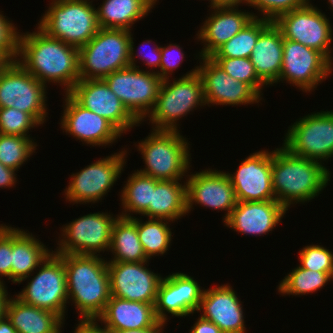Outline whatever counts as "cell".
<instances>
[{"mask_svg":"<svg viewBox=\"0 0 333 333\" xmlns=\"http://www.w3.org/2000/svg\"><path fill=\"white\" fill-rule=\"evenodd\" d=\"M36 29L20 33L17 61L46 87L58 83L69 93L80 80L79 48L48 36L38 26Z\"/></svg>","mask_w":333,"mask_h":333,"instance_id":"cell-1","label":"cell"},{"mask_svg":"<svg viewBox=\"0 0 333 333\" xmlns=\"http://www.w3.org/2000/svg\"><path fill=\"white\" fill-rule=\"evenodd\" d=\"M271 173L275 199L287 210L321 194L331 178L321 162L294 155L283 145L271 151Z\"/></svg>","mask_w":333,"mask_h":333,"instance_id":"cell-2","label":"cell"},{"mask_svg":"<svg viewBox=\"0 0 333 333\" xmlns=\"http://www.w3.org/2000/svg\"><path fill=\"white\" fill-rule=\"evenodd\" d=\"M101 255L62 254L68 301L79 319H97L111 298L107 259Z\"/></svg>","mask_w":333,"mask_h":333,"instance_id":"cell-3","label":"cell"},{"mask_svg":"<svg viewBox=\"0 0 333 333\" xmlns=\"http://www.w3.org/2000/svg\"><path fill=\"white\" fill-rule=\"evenodd\" d=\"M151 131L135 145L145 164L137 171L156 180H183L192 166L187 138L180 131Z\"/></svg>","mask_w":333,"mask_h":333,"instance_id":"cell-4","label":"cell"},{"mask_svg":"<svg viewBox=\"0 0 333 333\" xmlns=\"http://www.w3.org/2000/svg\"><path fill=\"white\" fill-rule=\"evenodd\" d=\"M175 79L161 82L155 106L147 116L153 130L180 131L178 120L197 107L206 106L197 66Z\"/></svg>","mask_w":333,"mask_h":333,"instance_id":"cell-5","label":"cell"},{"mask_svg":"<svg viewBox=\"0 0 333 333\" xmlns=\"http://www.w3.org/2000/svg\"><path fill=\"white\" fill-rule=\"evenodd\" d=\"M89 0H51L37 23L48 36L81 48L98 32L97 10Z\"/></svg>","mask_w":333,"mask_h":333,"instance_id":"cell-6","label":"cell"},{"mask_svg":"<svg viewBox=\"0 0 333 333\" xmlns=\"http://www.w3.org/2000/svg\"><path fill=\"white\" fill-rule=\"evenodd\" d=\"M130 36V30L99 28L96 35L79 48L80 79H104L130 66Z\"/></svg>","mask_w":333,"mask_h":333,"instance_id":"cell-7","label":"cell"},{"mask_svg":"<svg viewBox=\"0 0 333 333\" xmlns=\"http://www.w3.org/2000/svg\"><path fill=\"white\" fill-rule=\"evenodd\" d=\"M28 277L22 279L21 284L29 279L21 292L14 295L23 303L57 314L65 322V313L68 301L66 272L62 254L53 250L40 266ZM38 271V272H37ZM34 273V275H32ZM33 276V277H31Z\"/></svg>","mask_w":333,"mask_h":333,"instance_id":"cell-8","label":"cell"},{"mask_svg":"<svg viewBox=\"0 0 333 333\" xmlns=\"http://www.w3.org/2000/svg\"><path fill=\"white\" fill-rule=\"evenodd\" d=\"M46 88L18 61L9 62L0 72V108L29 113L41 126L48 117Z\"/></svg>","mask_w":333,"mask_h":333,"instance_id":"cell-9","label":"cell"},{"mask_svg":"<svg viewBox=\"0 0 333 333\" xmlns=\"http://www.w3.org/2000/svg\"><path fill=\"white\" fill-rule=\"evenodd\" d=\"M128 149L100 158L79 172L72 173L69 185L64 189L66 201L73 204L98 203L105 198L126 165Z\"/></svg>","mask_w":333,"mask_h":333,"instance_id":"cell-10","label":"cell"},{"mask_svg":"<svg viewBox=\"0 0 333 333\" xmlns=\"http://www.w3.org/2000/svg\"><path fill=\"white\" fill-rule=\"evenodd\" d=\"M108 212L90 213L62 225L61 236L54 252L56 254L101 255L109 251L114 221ZM98 253V254H97Z\"/></svg>","mask_w":333,"mask_h":333,"instance_id":"cell-11","label":"cell"},{"mask_svg":"<svg viewBox=\"0 0 333 333\" xmlns=\"http://www.w3.org/2000/svg\"><path fill=\"white\" fill-rule=\"evenodd\" d=\"M287 130L283 146L292 154L321 163L333 158V111L311 113Z\"/></svg>","mask_w":333,"mask_h":333,"instance_id":"cell-12","label":"cell"},{"mask_svg":"<svg viewBox=\"0 0 333 333\" xmlns=\"http://www.w3.org/2000/svg\"><path fill=\"white\" fill-rule=\"evenodd\" d=\"M112 92L141 124L153 110L162 79L150 70L128 66L104 78Z\"/></svg>","mask_w":333,"mask_h":333,"instance_id":"cell-13","label":"cell"},{"mask_svg":"<svg viewBox=\"0 0 333 333\" xmlns=\"http://www.w3.org/2000/svg\"><path fill=\"white\" fill-rule=\"evenodd\" d=\"M274 23L284 39L321 52L332 64L333 27L329 17L308 0L302 7L281 15Z\"/></svg>","mask_w":333,"mask_h":333,"instance_id":"cell-14","label":"cell"},{"mask_svg":"<svg viewBox=\"0 0 333 333\" xmlns=\"http://www.w3.org/2000/svg\"><path fill=\"white\" fill-rule=\"evenodd\" d=\"M333 71V64L319 51L284 39L280 81L311 93ZM320 83V84H319Z\"/></svg>","mask_w":333,"mask_h":333,"instance_id":"cell-15","label":"cell"},{"mask_svg":"<svg viewBox=\"0 0 333 333\" xmlns=\"http://www.w3.org/2000/svg\"><path fill=\"white\" fill-rule=\"evenodd\" d=\"M197 57V65L202 84L205 103L211 105H250L261 103V97L249 84L228 75L210 57Z\"/></svg>","mask_w":333,"mask_h":333,"instance_id":"cell-16","label":"cell"},{"mask_svg":"<svg viewBox=\"0 0 333 333\" xmlns=\"http://www.w3.org/2000/svg\"><path fill=\"white\" fill-rule=\"evenodd\" d=\"M189 274L175 272L162 277L157 290L155 315L167 324L168 314L186 317L197 313L205 288Z\"/></svg>","mask_w":333,"mask_h":333,"instance_id":"cell-17","label":"cell"},{"mask_svg":"<svg viewBox=\"0 0 333 333\" xmlns=\"http://www.w3.org/2000/svg\"><path fill=\"white\" fill-rule=\"evenodd\" d=\"M69 94L80 105L108 120L122 135L140 124L104 79H80Z\"/></svg>","mask_w":333,"mask_h":333,"instance_id":"cell-18","label":"cell"},{"mask_svg":"<svg viewBox=\"0 0 333 333\" xmlns=\"http://www.w3.org/2000/svg\"><path fill=\"white\" fill-rule=\"evenodd\" d=\"M147 263L107 262L111 296L155 305L163 276L146 267Z\"/></svg>","mask_w":333,"mask_h":333,"instance_id":"cell-19","label":"cell"},{"mask_svg":"<svg viewBox=\"0 0 333 333\" xmlns=\"http://www.w3.org/2000/svg\"><path fill=\"white\" fill-rule=\"evenodd\" d=\"M186 179L187 213L200 205L209 209L223 210V222L237 204L235 191L226 171L205 169L188 174ZM197 204V205H196Z\"/></svg>","mask_w":333,"mask_h":333,"instance_id":"cell-20","label":"cell"},{"mask_svg":"<svg viewBox=\"0 0 333 333\" xmlns=\"http://www.w3.org/2000/svg\"><path fill=\"white\" fill-rule=\"evenodd\" d=\"M64 111L60 128L83 144L110 146L122 134L105 118L80 105L69 93L63 94Z\"/></svg>","mask_w":333,"mask_h":333,"instance_id":"cell-21","label":"cell"},{"mask_svg":"<svg viewBox=\"0 0 333 333\" xmlns=\"http://www.w3.org/2000/svg\"><path fill=\"white\" fill-rule=\"evenodd\" d=\"M237 201L276 200L272 188L271 151L261 150L242 160L236 172H226Z\"/></svg>","mask_w":333,"mask_h":333,"instance_id":"cell-22","label":"cell"},{"mask_svg":"<svg viewBox=\"0 0 333 333\" xmlns=\"http://www.w3.org/2000/svg\"><path fill=\"white\" fill-rule=\"evenodd\" d=\"M229 284L204 290L197 313L214 323L222 332L246 333L243 302Z\"/></svg>","mask_w":333,"mask_h":333,"instance_id":"cell-23","label":"cell"},{"mask_svg":"<svg viewBox=\"0 0 333 333\" xmlns=\"http://www.w3.org/2000/svg\"><path fill=\"white\" fill-rule=\"evenodd\" d=\"M210 9L211 15L209 13V17L207 16L196 34L197 41L203 43V48L197 53L198 57H210L254 18H258L257 13L241 11L238 6Z\"/></svg>","mask_w":333,"mask_h":333,"instance_id":"cell-24","label":"cell"},{"mask_svg":"<svg viewBox=\"0 0 333 333\" xmlns=\"http://www.w3.org/2000/svg\"><path fill=\"white\" fill-rule=\"evenodd\" d=\"M287 211L277 200L237 201L236 206L223 223L242 235L258 237L272 232L285 217Z\"/></svg>","mask_w":333,"mask_h":333,"instance_id":"cell-25","label":"cell"},{"mask_svg":"<svg viewBox=\"0 0 333 333\" xmlns=\"http://www.w3.org/2000/svg\"><path fill=\"white\" fill-rule=\"evenodd\" d=\"M109 331L153 328L160 321L153 304L124 300L111 296L105 310L97 318Z\"/></svg>","mask_w":333,"mask_h":333,"instance_id":"cell-26","label":"cell"},{"mask_svg":"<svg viewBox=\"0 0 333 333\" xmlns=\"http://www.w3.org/2000/svg\"><path fill=\"white\" fill-rule=\"evenodd\" d=\"M284 37L280 28L271 22L259 35L250 61L258 77L266 84H277L283 62Z\"/></svg>","mask_w":333,"mask_h":333,"instance_id":"cell-27","label":"cell"},{"mask_svg":"<svg viewBox=\"0 0 333 333\" xmlns=\"http://www.w3.org/2000/svg\"><path fill=\"white\" fill-rule=\"evenodd\" d=\"M29 231L12 227L11 282L28 277L52 252Z\"/></svg>","mask_w":333,"mask_h":333,"instance_id":"cell-28","label":"cell"},{"mask_svg":"<svg viewBox=\"0 0 333 333\" xmlns=\"http://www.w3.org/2000/svg\"><path fill=\"white\" fill-rule=\"evenodd\" d=\"M181 182V183H180ZM143 217L177 221L187 214L185 180H156L151 203Z\"/></svg>","mask_w":333,"mask_h":333,"instance_id":"cell-29","label":"cell"},{"mask_svg":"<svg viewBox=\"0 0 333 333\" xmlns=\"http://www.w3.org/2000/svg\"><path fill=\"white\" fill-rule=\"evenodd\" d=\"M6 316L18 333H61L65 324L57 314L25 304L14 295L8 301Z\"/></svg>","mask_w":333,"mask_h":333,"instance_id":"cell-30","label":"cell"},{"mask_svg":"<svg viewBox=\"0 0 333 333\" xmlns=\"http://www.w3.org/2000/svg\"><path fill=\"white\" fill-rule=\"evenodd\" d=\"M155 4V0H103L96 8L99 27L132 31V26L146 17Z\"/></svg>","mask_w":333,"mask_h":333,"instance_id":"cell-31","label":"cell"},{"mask_svg":"<svg viewBox=\"0 0 333 333\" xmlns=\"http://www.w3.org/2000/svg\"><path fill=\"white\" fill-rule=\"evenodd\" d=\"M113 257L107 262H143L150 261L143 250L137 233V217L118 216L111 232L109 251Z\"/></svg>","mask_w":333,"mask_h":333,"instance_id":"cell-32","label":"cell"},{"mask_svg":"<svg viewBox=\"0 0 333 333\" xmlns=\"http://www.w3.org/2000/svg\"><path fill=\"white\" fill-rule=\"evenodd\" d=\"M125 183L120 196L123 211L119 213V216L131 218L134 213L142 216L151 203L152 189H155L156 179L134 170Z\"/></svg>","mask_w":333,"mask_h":333,"instance_id":"cell-33","label":"cell"},{"mask_svg":"<svg viewBox=\"0 0 333 333\" xmlns=\"http://www.w3.org/2000/svg\"><path fill=\"white\" fill-rule=\"evenodd\" d=\"M172 221L166 219L148 218L145 222L137 217V233L146 257L162 256L171 245ZM170 224V225H169Z\"/></svg>","mask_w":333,"mask_h":333,"instance_id":"cell-34","label":"cell"},{"mask_svg":"<svg viewBox=\"0 0 333 333\" xmlns=\"http://www.w3.org/2000/svg\"><path fill=\"white\" fill-rule=\"evenodd\" d=\"M262 18H254L229 41L220 46L210 58H250L260 33L270 24Z\"/></svg>","mask_w":333,"mask_h":333,"instance_id":"cell-35","label":"cell"},{"mask_svg":"<svg viewBox=\"0 0 333 333\" xmlns=\"http://www.w3.org/2000/svg\"><path fill=\"white\" fill-rule=\"evenodd\" d=\"M333 276L327 272L312 271L296 266L279 282L278 291L281 295L312 294L325 287Z\"/></svg>","mask_w":333,"mask_h":333,"instance_id":"cell-36","label":"cell"},{"mask_svg":"<svg viewBox=\"0 0 333 333\" xmlns=\"http://www.w3.org/2000/svg\"><path fill=\"white\" fill-rule=\"evenodd\" d=\"M37 146L31 137L0 134V162L18 171L36 152Z\"/></svg>","mask_w":333,"mask_h":333,"instance_id":"cell-37","label":"cell"},{"mask_svg":"<svg viewBox=\"0 0 333 333\" xmlns=\"http://www.w3.org/2000/svg\"><path fill=\"white\" fill-rule=\"evenodd\" d=\"M228 75L249 84L260 96L267 86L257 75L250 58H211Z\"/></svg>","mask_w":333,"mask_h":333,"instance_id":"cell-38","label":"cell"},{"mask_svg":"<svg viewBox=\"0 0 333 333\" xmlns=\"http://www.w3.org/2000/svg\"><path fill=\"white\" fill-rule=\"evenodd\" d=\"M39 125L29 113L12 107L0 108V134L30 137L29 130Z\"/></svg>","mask_w":333,"mask_h":333,"instance_id":"cell-39","label":"cell"},{"mask_svg":"<svg viewBox=\"0 0 333 333\" xmlns=\"http://www.w3.org/2000/svg\"><path fill=\"white\" fill-rule=\"evenodd\" d=\"M322 245H307L299 250V267L312 271L327 272L333 276V252Z\"/></svg>","mask_w":333,"mask_h":333,"instance_id":"cell-40","label":"cell"},{"mask_svg":"<svg viewBox=\"0 0 333 333\" xmlns=\"http://www.w3.org/2000/svg\"><path fill=\"white\" fill-rule=\"evenodd\" d=\"M308 0H248L247 6L257 9L260 18L270 22L281 15L302 7Z\"/></svg>","mask_w":333,"mask_h":333,"instance_id":"cell-41","label":"cell"},{"mask_svg":"<svg viewBox=\"0 0 333 333\" xmlns=\"http://www.w3.org/2000/svg\"><path fill=\"white\" fill-rule=\"evenodd\" d=\"M12 20L0 12V55L8 62H15L19 53L20 33Z\"/></svg>","mask_w":333,"mask_h":333,"instance_id":"cell-42","label":"cell"},{"mask_svg":"<svg viewBox=\"0 0 333 333\" xmlns=\"http://www.w3.org/2000/svg\"><path fill=\"white\" fill-rule=\"evenodd\" d=\"M134 38H133V34L131 32V36H130V53H129V61H130V66H133V67H140L139 65L137 66L136 63L137 60H136V56L142 60V62H144L143 64L147 66V68H153V70L150 69V72H153V73H156L159 77H160V64H161V46L159 45H154L153 49H152V52L151 50H149L150 52L146 53V52H142L140 54L139 51H142L141 49H143L142 46H148L152 40H144L145 42H143V44H140V50L138 48V51L134 50L135 48V45H134V42H133ZM150 46V45H149ZM136 52V53H135ZM136 62V63H135ZM154 68H158V70L156 69V71L154 70Z\"/></svg>","mask_w":333,"mask_h":333,"instance_id":"cell-43","label":"cell"},{"mask_svg":"<svg viewBox=\"0 0 333 333\" xmlns=\"http://www.w3.org/2000/svg\"><path fill=\"white\" fill-rule=\"evenodd\" d=\"M182 49L179 44L171 42L167 46H161L160 78L162 80L170 79L169 75H172L184 61L185 52Z\"/></svg>","mask_w":333,"mask_h":333,"instance_id":"cell-44","label":"cell"},{"mask_svg":"<svg viewBox=\"0 0 333 333\" xmlns=\"http://www.w3.org/2000/svg\"><path fill=\"white\" fill-rule=\"evenodd\" d=\"M12 226L0 224V284H5L2 277L11 280Z\"/></svg>","mask_w":333,"mask_h":333,"instance_id":"cell-45","label":"cell"},{"mask_svg":"<svg viewBox=\"0 0 333 333\" xmlns=\"http://www.w3.org/2000/svg\"><path fill=\"white\" fill-rule=\"evenodd\" d=\"M98 319H80L73 333H111Z\"/></svg>","mask_w":333,"mask_h":333,"instance_id":"cell-46","label":"cell"},{"mask_svg":"<svg viewBox=\"0 0 333 333\" xmlns=\"http://www.w3.org/2000/svg\"><path fill=\"white\" fill-rule=\"evenodd\" d=\"M16 172L14 169H11L9 167L4 166L0 162V188H11L15 187V184L17 182L16 178Z\"/></svg>","mask_w":333,"mask_h":333,"instance_id":"cell-47","label":"cell"},{"mask_svg":"<svg viewBox=\"0 0 333 333\" xmlns=\"http://www.w3.org/2000/svg\"><path fill=\"white\" fill-rule=\"evenodd\" d=\"M189 333H222V331L211 321L199 316Z\"/></svg>","mask_w":333,"mask_h":333,"instance_id":"cell-48","label":"cell"},{"mask_svg":"<svg viewBox=\"0 0 333 333\" xmlns=\"http://www.w3.org/2000/svg\"><path fill=\"white\" fill-rule=\"evenodd\" d=\"M10 295L7 292L5 284H0V321L6 316V308Z\"/></svg>","mask_w":333,"mask_h":333,"instance_id":"cell-49","label":"cell"},{"mask_svg":"<svg viewBox=\"0 0 333 333\" xmlns=\"http://www.w3.org/2000/svg\"><path fill=\"white\" fill-rule=\"evenodd\" d=\"M163 322H159L153 328H145V329H136V330H119V331H110L111 333H163V329L165 328Z\"/></svg>","mask_w":333,"mask_h":333,"instance_id":"cell-50","label":"cell"},{"mask_svg":"<svg viewBox=\"0 0 333 333\" xmlns=\"http://www.w3.org/2000/svg\"><path fill=\"white\" fill-rule=\"evenodd\" d=\"M210 5L208 7H226V6H238L240 4H246L248 0H208Z\"/></svg>","mask_w":333,"mask_h":333,"instance_id":"cell-51","label":"cell"},{"mask_svg":"<svg viewBox=\"0 0 333 333\" xmlns=\"http://www.w3.org/2000/svg\"><path fill=\"white\" fill-rule=\"evenodd\" d=\"M0 333H18L7 316L0 321Z\"/></svg>","mask_w":333,"mask_h":333,"instance_id":"cell-52","label":"cell"},{"mask_svg":"<svg viewBox=\"0 0 333 333\" xmlns=\"http://www.w3.org/2000/svg\"><path fill=\"white\" fill-rule=\"evenodd\" d=\"M8 63L9 62L2 55H0V72Z\"/></svg>","mask_w":333,"mask_h":333,"instance_id":"cell-53","label":"cell"},{"mask_svg":"<svg viewBox=\"0 0 333 333\" xmlns=\"http://www.w3.org/2000/svg\"><path fill=\"white\" fill-rule=\"evenodd\" d=\"M328 3H329L328 9L330 8L332 10V12H333V0H328Z\"/></svg>","mask_w":333,"mask_h":333,"instance_id":"cell-54","label":"cell"}]
</instances>
